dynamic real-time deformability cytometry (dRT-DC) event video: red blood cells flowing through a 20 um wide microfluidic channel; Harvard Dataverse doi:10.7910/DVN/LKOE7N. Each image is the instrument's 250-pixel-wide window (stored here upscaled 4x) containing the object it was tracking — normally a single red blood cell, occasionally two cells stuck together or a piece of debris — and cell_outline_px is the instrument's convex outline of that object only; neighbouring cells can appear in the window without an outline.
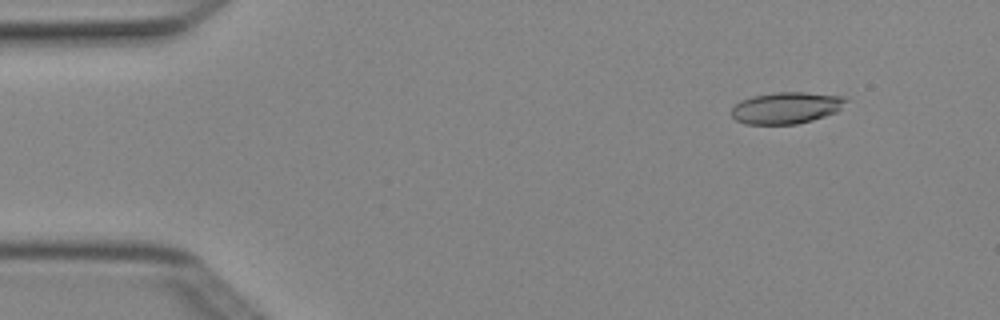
{"species": "Egyptian fruit bat (a non-hibernating species)", "species_latin": "Rousettus aegyptiacus", "temperature_condition": "cold", "stored_images_in_passage": 3, "camera_frame_rate_fps": 3000, "um_per_image_px": 0.085, "animal": {"sex": "female"}, "frame": {"image": 1, "passage_image": 2, "time_ms": 0.333, "image_size_px": [1000, 320], "cell_outline_px": [[848, 100], [836, 112], [812, 120], [796, 124], [744, 124], [736, 120], [732, 116], [732, 108], [740, 100], [752, 96], [772, 92], [804, 92], [848, 96]], "centroid_in_image_um": [66.84, 9.15], "position_along_channel_um": 18.2, "area_um2": 21.21}}